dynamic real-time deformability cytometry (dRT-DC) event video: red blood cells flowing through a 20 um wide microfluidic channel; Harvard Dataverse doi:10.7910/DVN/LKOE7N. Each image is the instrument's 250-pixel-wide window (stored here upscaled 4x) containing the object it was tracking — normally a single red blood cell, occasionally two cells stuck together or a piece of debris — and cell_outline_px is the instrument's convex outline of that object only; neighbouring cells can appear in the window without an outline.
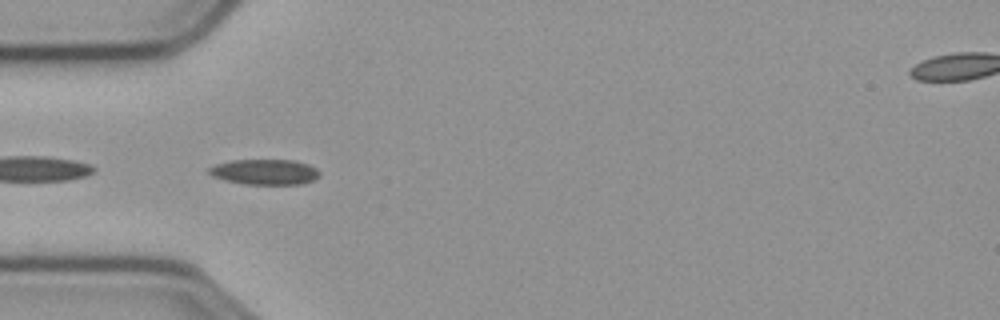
{"species": "common noctule bat (a hibernating species)", "species_latin": "Nyctalus noctula", "temperature_condition": "cold", "stored_images_in_passage": 56, "camera_frame_rate_fps": 3000, "um_per_image_px": 0.085, "animal": {"sex": "male", "body_mass_g": 23.1, "forearm_length_mm": 52.7}, "frame": {"image": 1, "passage_image": 16, "time_ms": 5.0, "image_size_px": [1000, 320], "cell_outline_px": [[320, 176], [312, 180], [300, 184], [244, 184], [224, 180], [212, 176], [208, 172], [208, 168], [216, 164], [232, 160], [296, 160], [308, 164], [316, 168], [320, 172]], "centroid_in_image_um": [22.5, 14.61], "position_along_channel_um": 62.5, "area_um2": 16.42}}
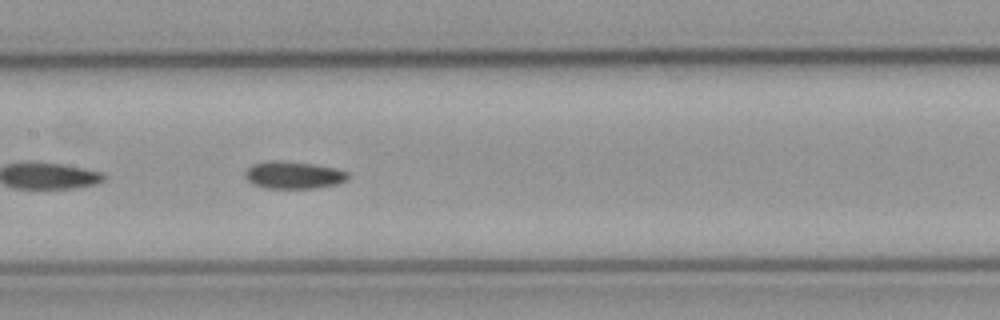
{"frame": {"image": 2, "passage_image": 26, "time_ms": 8.333, "image_size_px": [1000, 320], "cell_outline_px": [[348, 180], [336, 184], [316, 188], [264, 188], [252, 184], [244, 176], [244, 172], [252, 164], [272, 160], [280, 160], [312, 164], [336, 168], [348, 172]], "centroid_in_image_um": [24.93, 14.88], "position_along_channel_um": 182.5, "area_um2": 16.47}}
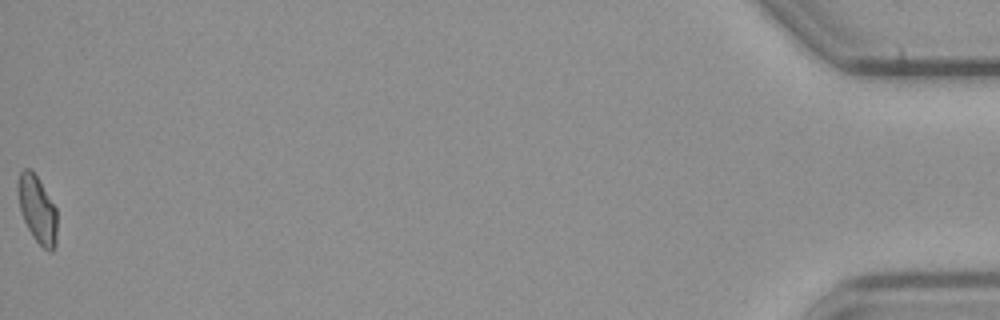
{"frame": {"image": 3, "passage_image": 56, "time_ms": 18.333, "image_size_px": [1000, 320], "cell_outline_px": [[56, 244], [52, 252], [48, 252], [32, 236], [24, 220], [20, 208], [16, 188], [20, 172], [24, 168], [32, 168], [56, 208]], "centroid_in_image_um": [3.16, 17.77], "position_along_channel_um": 432.0, "area_um2": 15.32}, "authors_computed_cell_mechanics": {"area_um2": 16.0973, "velocity_mm_per_s": 3.591, "shape_relaxation_time_tau1_ms": null, "shape_relaxation_time_tau2_ms": 11.2767, "deformation_change_tau1": null, "deformation_change_tau2": 0.1654}}